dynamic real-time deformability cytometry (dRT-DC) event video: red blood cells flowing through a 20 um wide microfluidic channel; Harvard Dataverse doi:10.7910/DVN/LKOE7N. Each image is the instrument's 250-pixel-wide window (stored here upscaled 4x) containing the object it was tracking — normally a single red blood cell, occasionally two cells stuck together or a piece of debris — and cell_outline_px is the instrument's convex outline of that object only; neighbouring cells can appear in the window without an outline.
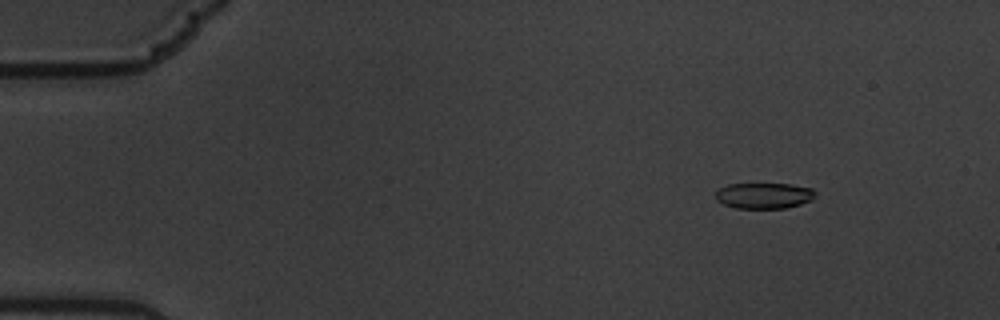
{"species": "common noctule bat (a hibernating species)", "species_latin": "Nyctalus noctula", "temperature_condition": "warm", "stored_images_in_passage": 60, "camera_frame_rate_fps": 3000, "um_per_image_px": 0.085, "animal": {"sex": "male", "body_mass_g": 19.5, "forearm_length_mm": 54.6}, "frame": {"image": 1, "passage_image": 7, "time_ms": 2.0, "image_size_px": [1000, 320], "cell_outline_px": [[816, 196], [812, 200], [800, 204], [784, 208], [736, 208], [724, 204], [716, 200], [716, 192], [720, 188], [728, 184], [792, 184], [812, 188], [816, 192]], "centroid_in_image_um": [64.97, 16.62], "position_along_channel_um": 20.0, "area_um2": 15.03}}
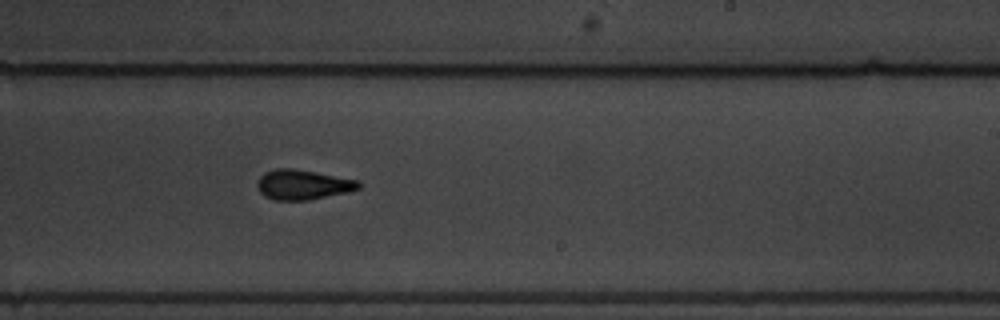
{"frame": {"image": 2, "passage_image": 37, "time_ms": 12.0, "image_size_px": [1000, 320], "cell_outline_px": [[360, 188], [348, 192], [308, 200], [276, 200], [264, 196], [260, 192], [256, 184], [260, 176], [264, 172], [276, 168], [292, 168], [360, 180]], "centroid_in_image_um": [25.73, 15.69], "position_along_channel_um": 263.3, "area_um2": 17.69}}
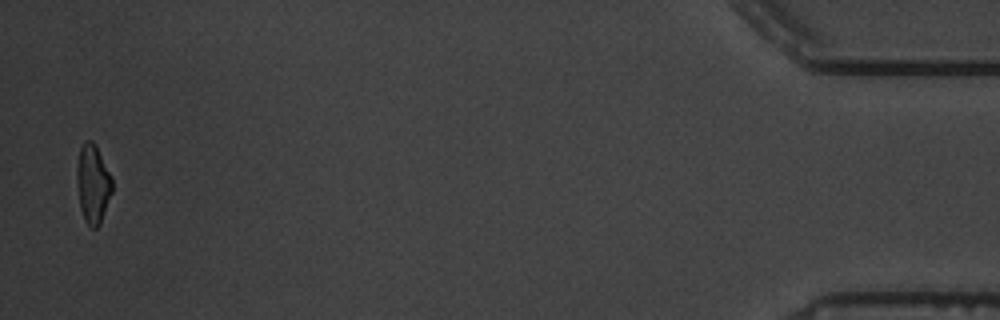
{"frame": {"image": 3, "passage_image": 59, "time_ms": 19.333, "image_size_px": [1000, 320], "cell_outline_px": [[112, 192], [100, 224], [96, 228], [92, 228], [84, 220], [80, 208], [76, 176], [76, 168], [80, 148], [84, 140], [92, 140], [96, 144], [112, 176]], "centroid_in_image_um": [7.9, 15.59], "position_along_channel_um": 427.3, "area_um2": 16.42}, "authors_computed_cell_mechanics": {"area_um2": 16.8776, "velocity_mm_per_s": 3.4018, "shape_relaxation_time_tau1_ms": 9.4831, "shape_relaxation_time_tau2_ms": 2.1027, "deformation_change_tau1": 0.2383, "deformation_change_tau2": 0.0946}}